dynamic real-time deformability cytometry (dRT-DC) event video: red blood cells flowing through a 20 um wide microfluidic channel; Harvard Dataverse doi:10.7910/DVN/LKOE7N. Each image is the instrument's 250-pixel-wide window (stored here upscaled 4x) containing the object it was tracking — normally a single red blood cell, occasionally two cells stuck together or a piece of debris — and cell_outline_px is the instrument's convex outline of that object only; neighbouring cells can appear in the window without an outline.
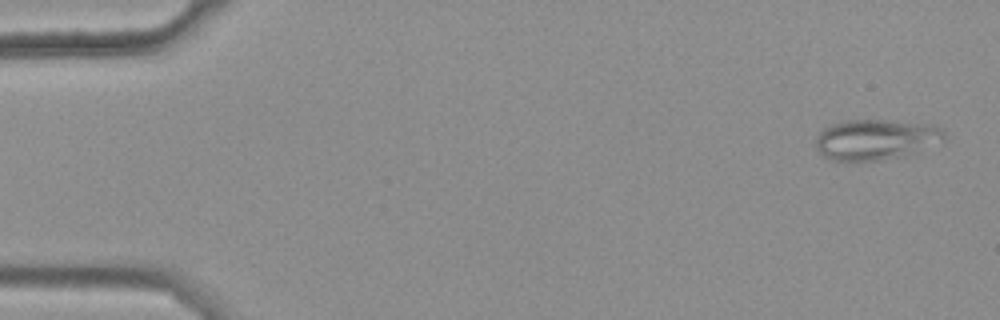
{"species": "common noctule bat (a hibernating species)", "species_latin": "Nyctalus noctula", "temperature_condition": "warm", "stored_images_in_passage": 48, "camera_frame_rate_fps": 3000, "um_per_image_px": 0.085, "animal": {"sex": "female", "body_mass_g": 25.1}, "frame": {"image": 1, "passage_image": 2, "time_ms": 0.333, "image_size_px": [1000, 320], "cell_outline_px": [[944, 136], [912, 152], [900, 156], [880, 160], [832, 160], [824, 156], [816, 148], [816, 136], [824, 128], [848, 120], [884, 120], [932, 124], [944, 128]], "centroid_in_image_um": [74.36, 11.84], "position_along_channel_um": 10.6, "area_um2": 29.3}}
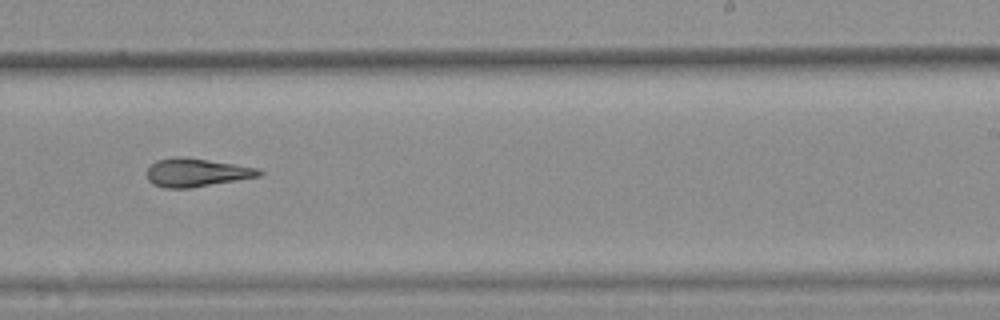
{"frame": {"image": 2, "passage_image": 34, "time_ms": 11.0, "image_size_px": [1000, 320], "cell_outline_px": [[264, 172], [260, 176], [188, 188], [164, 188], [152, 184], [148, 180], [148, 168], [156, 160], [172, 156], [184, 156], [256, 168]], "centroid_in_image_um": [16.64, 14.66], "position_along_channel_um": 272.4, "area_um2": 18.32}}
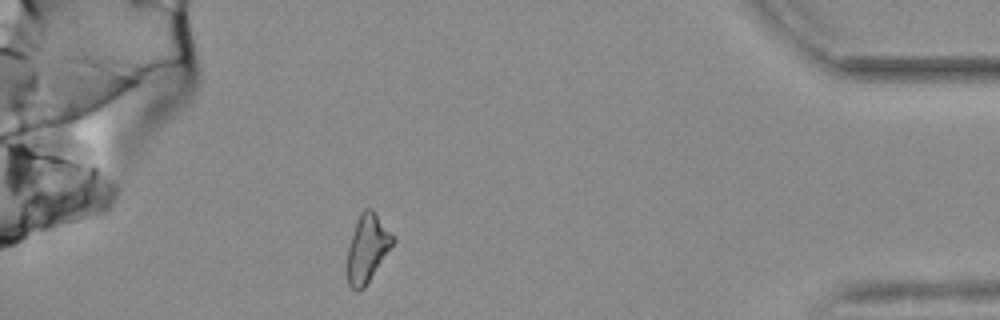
{"frame": {"image": 3, "passage_image": 48, "time_ms": 15.667, "image_size_px": [1000, 320], "cell_outline_px": [[396, 240], [364, 288], [360, 292], [356, 292], [348, 284], [348, 248], [356, 220], [360, 212], [364, 208], [372, 208]], "centroid_in_image_um": [31.21, 21.1], "position_along_channel_um": 404.0, "area_um2": 17.8}, "authors_computed_cell_mechanics": {"area_um2": 18.9006, "velocity_mm_per_s": 3.7163, "shape_relaxation_time_tau1_ms": null, "shape_relaxation_time_tau2_ms": 5.3722, "deformation_change_tau1": null, "deformation_change_tau2": 0.1509}}